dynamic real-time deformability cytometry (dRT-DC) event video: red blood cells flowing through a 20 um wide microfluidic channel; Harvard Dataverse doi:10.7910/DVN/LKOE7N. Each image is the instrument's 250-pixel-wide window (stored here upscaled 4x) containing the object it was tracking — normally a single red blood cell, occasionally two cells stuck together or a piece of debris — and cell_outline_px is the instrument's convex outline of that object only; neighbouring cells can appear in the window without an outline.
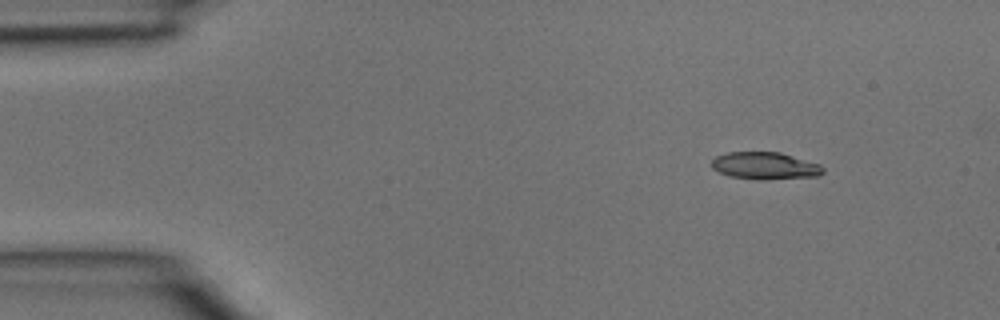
{"species": "common noctule bat (a hibernating species)", "species_latin": "Nyctalus noctula", "temperature_condition": "room temperature", "stored_images_in_passage": 3, "camera_frame_rate_fps": 3000, "um_per_image_px": 0.085, "animal": {"sex": "male", "body_mass_g": 15.6}, "frame": {"image": 1, "passage_image": 1, "time_ms": 0.0, "image_size_px": [1000, 320], "cell_outline_px": [[824, 172], [820, 176], [760, 180], [728, 176], [712, 168], [712, 160], [716, 156], [728, 152], [780, 152], [820, 164], [824, 168]], "centroid_in_image_um": [65.04, 14.09], "position_along_channel_um": 20.0, "area_um2": 17.74}}
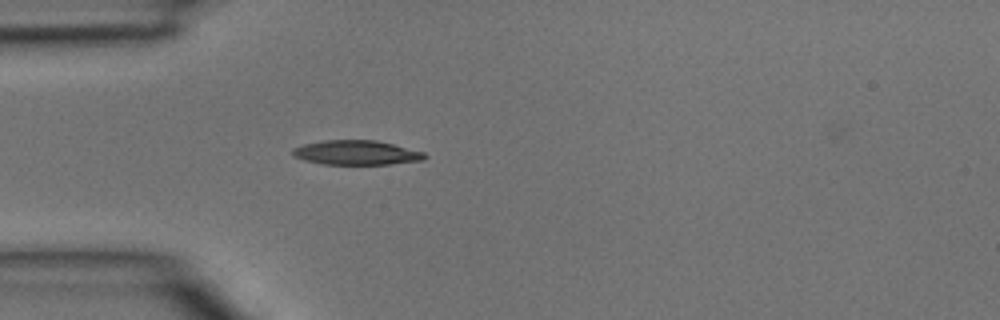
{"frame": {"image": 2, "passage_image": 3, "time_ms": 0.667, "image_size_px": [1000, 320], "cell_outline_px": [[428, 156], [424, 160], [388, 164], [324, 164], [304, 160], [292, 156], [292, 148], [304, 144], [324, 140], [376, 140], [424, 152]], "centroid_in_image_um": [30.28, 12.97], "position_along_channel_um": 54.7, "area_um2": 18.79}}